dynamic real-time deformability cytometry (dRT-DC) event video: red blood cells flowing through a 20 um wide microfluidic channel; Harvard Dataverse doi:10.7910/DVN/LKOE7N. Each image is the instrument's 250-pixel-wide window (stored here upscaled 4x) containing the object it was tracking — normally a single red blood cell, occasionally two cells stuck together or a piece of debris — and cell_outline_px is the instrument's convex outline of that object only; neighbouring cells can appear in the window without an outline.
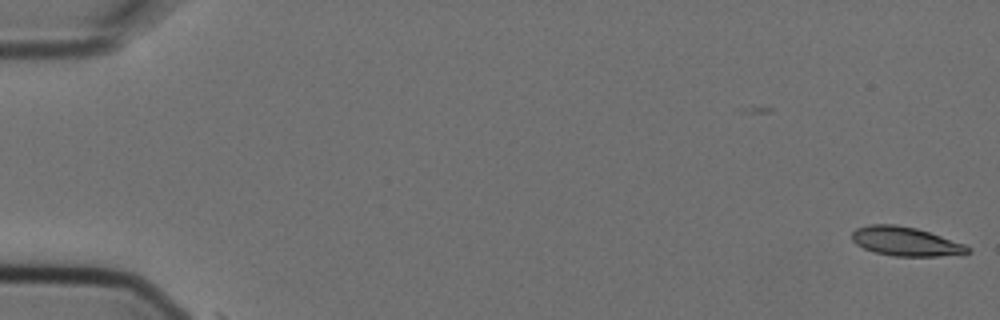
{"species": "Egyptian fruit bat (a non-hibernating species)", "species_latin": "Rousettus aegyptiacus", "temperature_condition": "cold", "stored_images_in_passage": 5, "segment_of_instrument_passage": [1, 2], "camera_frame_rate_fps": 3000, "um_per_image_px": 0.085, "animal": {"sex": "female"}, "frame": {"image": 1, "passage_image": 1, "time_ms": 0.0, "image_size_px": [1000, 320], "cell_outline_px": [[972, 252], [936, 256], [896, 256], [876, 252], [864, 248], [856, 244], [852, 240], [852, 232], [856, 228], [868, 224], [896, 224], [916, 228], [964, 244], [972, 248]], "centroid_in_image_um": [76.95, 20.51], "position_along_channel_um": 8.1, "area_um2": 19.36}}